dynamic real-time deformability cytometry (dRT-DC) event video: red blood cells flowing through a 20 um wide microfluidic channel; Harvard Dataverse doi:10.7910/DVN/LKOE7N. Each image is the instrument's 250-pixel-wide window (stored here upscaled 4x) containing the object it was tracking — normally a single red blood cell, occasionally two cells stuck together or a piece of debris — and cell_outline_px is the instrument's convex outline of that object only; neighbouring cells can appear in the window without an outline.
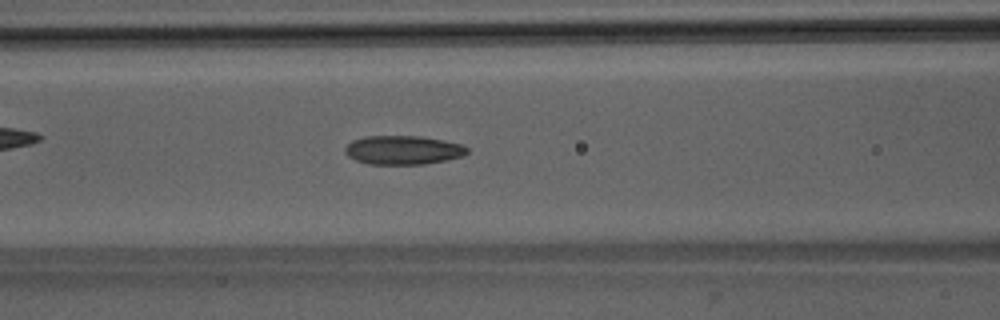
{"species": "Egyptian fruit bat (a non-hibernating species)", "species_latin": "Rousettus aegyptiacus", "temperature_condition": "room temperature", "stored_images_in_passage": 42, "camera_frame_rate_fps": 3000, "um_per_image_px": 0.085, "animal": {"sex": "male"}, "frame": {"image": 1, "passage_image": 13, "time_ms": 4.0, "image_size_px": [1000, 320], "cell_outline_px": [[468, 152], [464, 156], [424, 164], [368, 164], [356, 160], [348, 156], [344, 152], [344, 148], [352, 140], [368, 136], [420, 136], [444, 140], [464, 144], [468, 148]], "centroid_in_image_um": [34.28, 12.75], "position_along_channel_um": 132.3, "area_um2": 20.63}}
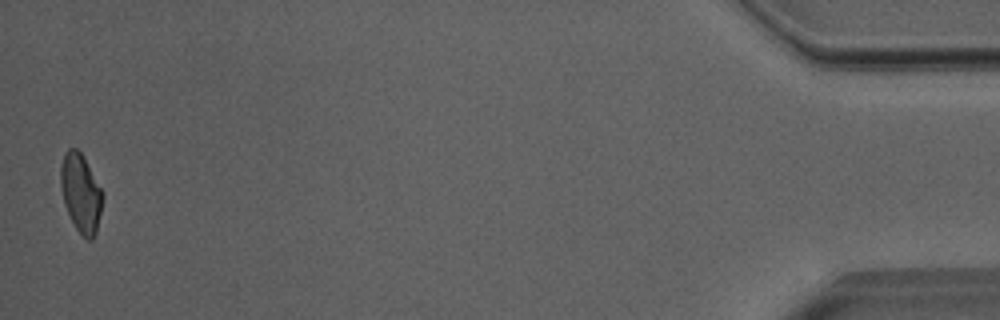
{"frame": {"image": 2, "passage_image": 42, "time_ms": 13.667, "image_size_px": [1000, 320], "cell_outline_px": [[104, 196], [96, 232], [92, 240], [88, 240], [76, 228], [64, 204], [60, 188], [60, 164], [64, 152], [68, 148], [76, 148], [84, 156], [104, 192]], "centroid_in_image_um": [6.87, 16.35], "position_along_channel_um": 428.3, "area_um2": 19.42}, "authors_computed_cell_mechanics": {"area_um2": 19.941, "velocity_mm_per_s": 4.0269, "shape_relaxation_time_tau1_ms": 9.259, "shape_relaxation_time_tau2_ms": 2.6456, "deformation_change_tau1": 0.2254, "deformation_change_tau2": 0.0929}}